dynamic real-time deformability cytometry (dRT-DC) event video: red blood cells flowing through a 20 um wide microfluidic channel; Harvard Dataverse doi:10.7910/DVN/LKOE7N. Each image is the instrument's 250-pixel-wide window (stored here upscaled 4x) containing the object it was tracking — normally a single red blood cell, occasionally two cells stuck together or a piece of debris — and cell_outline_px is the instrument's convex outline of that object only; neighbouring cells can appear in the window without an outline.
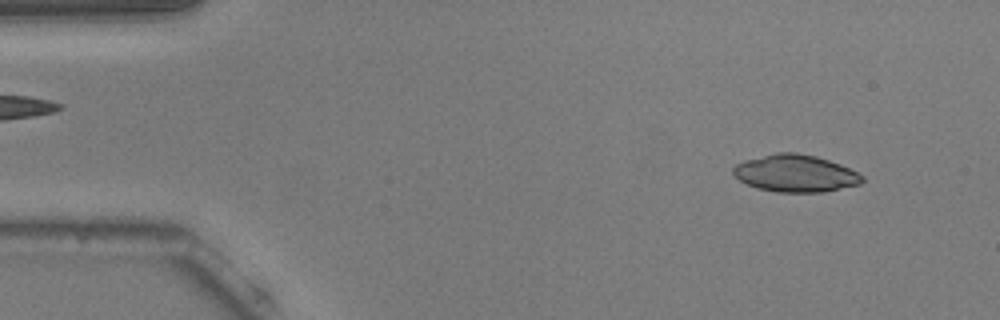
{"species": "common noctule bat (a hibernating species)", "species_latin": "Nyctalus noctula", "temperature_condition": "warm", "stored_images_in_passage": 8, "camera_frame_rate_fps": 3000, "um_per_image_px": 0.085, "animal": {"sex": "male", "body_mass_g": 20.5, "forearm_length_mm": 52.5}, "frame": {"image": 1, "passage_image": 1, "time_ms": 0.0, "image_size_px": [1000, 320], "cell_outline_px": [[864, 180], [860, 184], [824, 192], [776, 192], [760, 188], [748, 184], [740, 180], [732, 172], [732, 168], [736, 164], [744, 160], [776, 152], [796, 152], [816, 156], [840, 164], [864, 176]], "centroid_in_image_um": [67.61, 14.73], "position_along_channel_um": 17.4, "area_um2": 27.86}}